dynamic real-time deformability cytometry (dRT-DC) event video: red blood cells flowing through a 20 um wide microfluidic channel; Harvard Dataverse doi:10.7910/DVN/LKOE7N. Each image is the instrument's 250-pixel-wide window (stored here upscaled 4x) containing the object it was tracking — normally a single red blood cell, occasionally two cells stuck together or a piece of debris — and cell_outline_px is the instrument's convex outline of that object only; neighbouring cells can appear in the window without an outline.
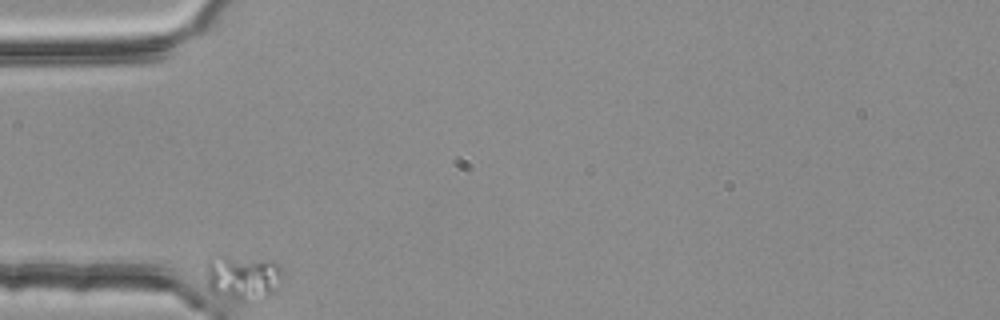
{"species": "common noctule bat (a hibernating species)", "species_latin": "Nyctalus noctula", "temperature_condition": "room temperature", "stored_images_in_passage": 2, "camera_frame_rate_fps": 3000, "um_per_image_px": 0.085, "animal": {"sex": "female", "body_mass_g": 25.1}, "frame": {"image": 1, "passage_image": 1, "time_ms": 0.0, "image_size_px": [1000, 320], "cell_outline_px": [[280, 276], [276, 288], [264, 300], [248, 304], [240, 304], [212, 292], [208, 288], [208, 260], [220, 256], [224, 256], [272, 260], [280, 264]], "centroid_in_image_um": [20.65, 23.66], "position_along_channel_um": 64.3, "area_um2": 20.4}}